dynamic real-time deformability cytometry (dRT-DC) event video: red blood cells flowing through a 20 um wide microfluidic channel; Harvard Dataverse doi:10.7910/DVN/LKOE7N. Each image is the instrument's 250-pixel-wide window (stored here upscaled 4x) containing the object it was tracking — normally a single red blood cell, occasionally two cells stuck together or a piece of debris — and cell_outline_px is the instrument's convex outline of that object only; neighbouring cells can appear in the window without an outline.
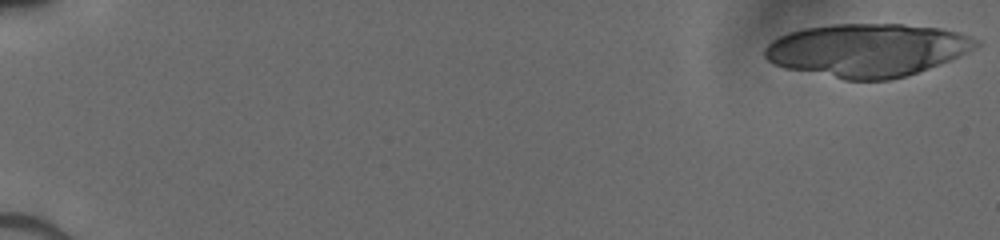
{"species": "human", "species_latin": "Homo sapiens", "temperature_condition": "cold", "stored_images_in_passage": 20, "camera_frame_rate_fps": 3000, "um_per_image_px": 0.085, "donor": {"sex": "male"}, "frame": {"image": 1, "passage_image": 1, "time_ms": 0.0, "image_size_px": [1000, 240], "cell_outline_px": [[980, 44], [976, 48], [948, 60], [928, 68], [904, 76], [888, 80], [844, 80], [784, 68], [768, 60], [764, 56], [764, 48], [772, 40], [788, 32], [804, 28], [832, 24], [904, 24], [940, 28], [956, 32], [980, 40]], "centroid_in_image_um": [73.67, 4.25], "position_along_channel_um": 11.3, "area_um2": 65.2}}